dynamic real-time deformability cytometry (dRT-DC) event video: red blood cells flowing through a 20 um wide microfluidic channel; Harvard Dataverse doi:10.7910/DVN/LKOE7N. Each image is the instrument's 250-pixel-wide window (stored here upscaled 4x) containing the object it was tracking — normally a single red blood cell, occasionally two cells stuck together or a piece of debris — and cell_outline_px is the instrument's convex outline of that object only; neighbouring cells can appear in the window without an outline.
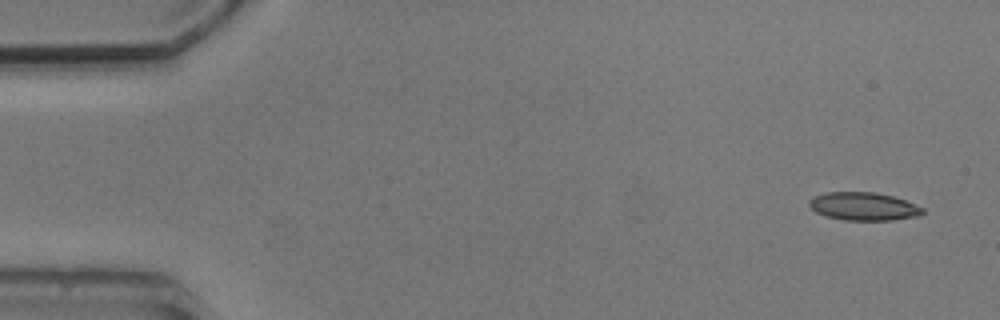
{"species": "common noctule bat (a hibernating species)", "species_latin": "Nyctalus noctula", "temperature_condition": "cold", "stored_images_in_passage": 4, "camera_frame_rate_fps": 3000, "um_per_image_px": 0.085, "animal": {"sex": "male", "body_mass_g": 20.5, "forearm_length_mm": 52.5}, "frame": {"image": 1, "passage_image": 1, "time_ms": 0.0, "image_size_px": [1000, 320], "cell_outline_px": [[924, 212], [920, 216], [892, 220], [844, 220], [824, 216], [816, 212], [808, 204], [808, 200], [824, 192], [872, 192], [892, 196], [904, 200], [924, 208]], "centroid_in_image_um": [73.39, 17.55], "position_along_channel_um": 11.6, "area_um2": 18.55}}
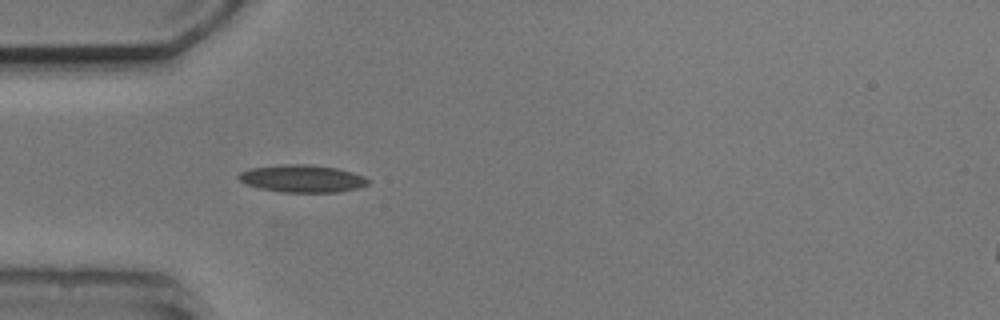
{"frame": {"image": 2, "passage_image": 4, "time_ms": 4.333, "image_size_px": [1000, 320], "cell_outline_px": [[372, 180], [368, 184], [360, 188], [340, 192], [280, 192], [260, 188], [248, 184], [240, 180], [236, 176], [240, 172], [248, 168], [284, 164], [308, 164], [336, 168], [352, 172], [364, 176]], "centroid_in_image_um": [25.72, 15.18], "position_along_channel_um": 59.3, "area_um2": 20.87}}